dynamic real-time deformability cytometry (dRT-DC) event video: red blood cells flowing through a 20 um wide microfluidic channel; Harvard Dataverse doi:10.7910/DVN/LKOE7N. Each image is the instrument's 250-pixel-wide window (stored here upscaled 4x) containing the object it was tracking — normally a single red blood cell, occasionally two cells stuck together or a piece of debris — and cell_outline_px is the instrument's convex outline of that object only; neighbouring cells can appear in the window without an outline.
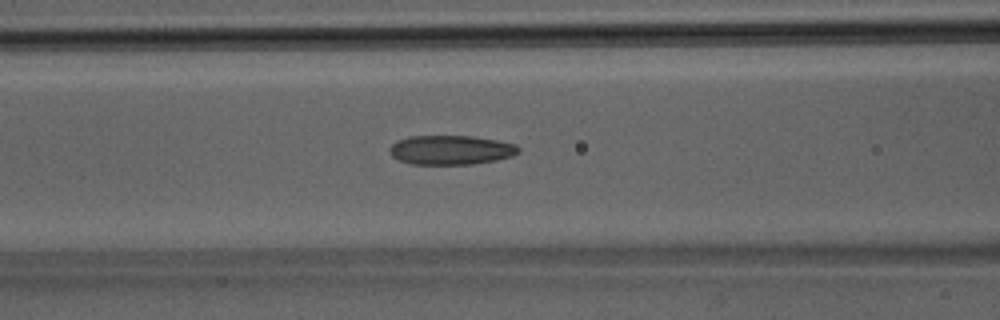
{"species": "Egyptian fruit bat (a non-hibernating species)", "species_latin": "Rousettus aegyptiacus", "temperature_condition": "room temperature", "stored_images_in_passage": 39, "camera_frame_rate_fps": 3000, "um_per_image_px": 0.085, "animal": {"sex": "male"}, "frame": {"image": 1, "passage_image": 16, "time_ms": 5.0, "image_size_px": [1000, 320], "cell_outline_px": [[520, 152], [512, 156], [496, 160], [472, 164], [412, 164], [400, 160], [392, 156], [388, 148], [396, 140], [408, 136], [472, 136], [496, 140], [516, 144], [520, 148]], "centroid_in_image_um": [38.32, 12.74], "position_along_channel_um": 128.3, "area_um2": 22.08}}
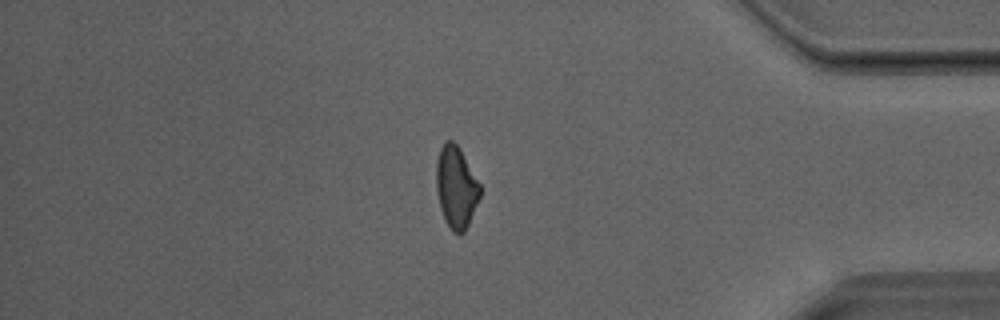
{"frame": {"image": 2, "passage_image": 33, "time_ms": 10.667, "image_size_px": [1000, 320], "cell_outline_px": [[480, 196], [468, 224], [464, 232], [460, 236], [452, 232], [444, 220], [440, 208], [436, 188], [436, 160], [440, 148], [448, 140], [452, 140], [460, 148], [480, 184]], "centroid_in_image_um": [38.75, 15.93], "position_along_channel_um": 396.4, "area_um2": 20.92}}
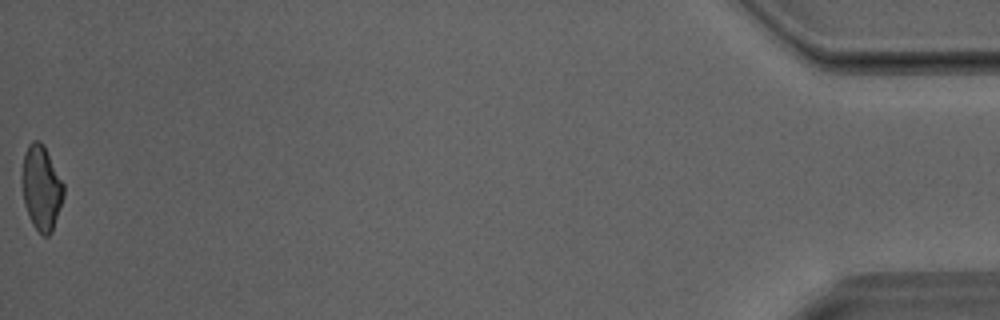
{"frame": {"image": 3, "passage_image": 39, "time_ms": 12.667, "image_size_px": [1000, 320], "cell_outline_px": [[64, 196], [52, 232], [48, 236], [44, 236], [32, 224], [24, 204], [20, 176], [24, 152], [28, 144], [32, 140], [40, 140], [44, 144], [64, 184]], "centroid_in_image_um": [3.5, 15.92], "position_along_channel_um": 431.7, "area_um2": 20.92}}